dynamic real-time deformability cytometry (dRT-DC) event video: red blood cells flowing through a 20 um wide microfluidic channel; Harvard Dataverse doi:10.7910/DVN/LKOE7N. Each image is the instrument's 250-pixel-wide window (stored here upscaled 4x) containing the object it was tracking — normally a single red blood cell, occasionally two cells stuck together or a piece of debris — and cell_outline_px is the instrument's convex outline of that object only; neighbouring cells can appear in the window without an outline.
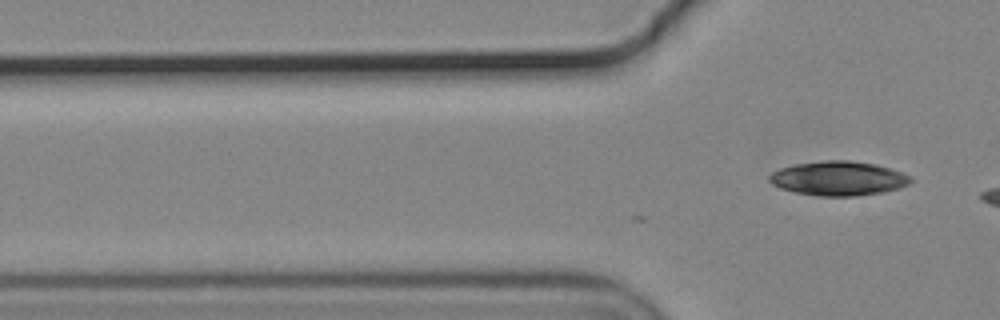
{"species": "common noctule bat (a hibernating species)", "species_latin": "Nyctalus noctula", "temperature_condition": "cold", "stored_images_in_passage": 4, "camera_frame_rate_fps": 3000, "um_per_image_px": 0.085, "animal": {"sex": "male", "body_mass_g": 19.2, "forearm_length_mm": 51.8}, "frame": {"image": 1, "passage_image": 4, "time_ms": 1.0, "image_size_px": [1000, 320], "cell_outline_px": [[912, 180], [908, 184], [884, 192], [856, 196], [816, 196], [796, 192], [780, 188], [772, 184], [768, 180], [768, 176], [772, 172], [780, 168], [796, 164], [824, 160], [848, 160], [876, 164], [900, 172], [908, 176]], "centroid_in_image_um": [71.21, 15.16], "position_along_channel_um": 54.6, "area_um2": 28.09}}